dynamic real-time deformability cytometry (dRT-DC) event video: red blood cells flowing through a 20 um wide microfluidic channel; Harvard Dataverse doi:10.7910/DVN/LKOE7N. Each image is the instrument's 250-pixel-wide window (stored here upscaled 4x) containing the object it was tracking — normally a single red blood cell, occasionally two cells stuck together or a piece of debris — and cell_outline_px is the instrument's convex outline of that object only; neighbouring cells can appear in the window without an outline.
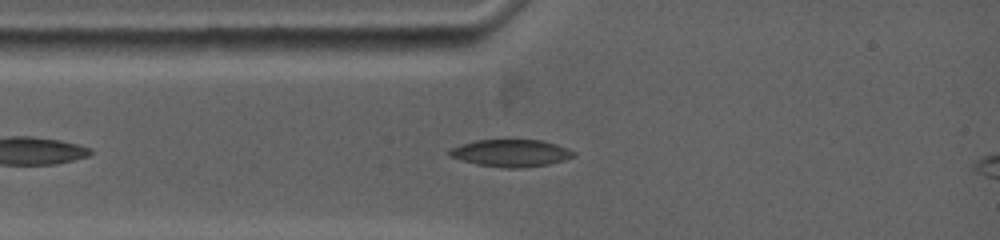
{"species": "common noctule bat (a hibernating species)", "species_latin": "Nyctalus noctula", "temperature_condition": "warm", "stored_images_in_passage": 62, "camera_frame_rate_fps": 5000, "um_per_image_px": 0.085, "animal": {"sex": "female", "body_mass_g": 19.0, "forearm_length_mm": 53.3}, "frame": {"image": 1, "passage_image": 9, "time_ms": 1.6, "image_size_px": [1000, 240], "cell_outline_px": [[576, 156], [564, 160], [548, 164], [520, 168], [508, 168], [476, 164], [448, 156], [448, 148], [460, 144], [476, 140], [540, 140], [556, 144], [576, 152]], "centroid_in_image_um": [43.4, 13.01], "position_along_channel_um": 41.6, "area_um2": 19.71}}
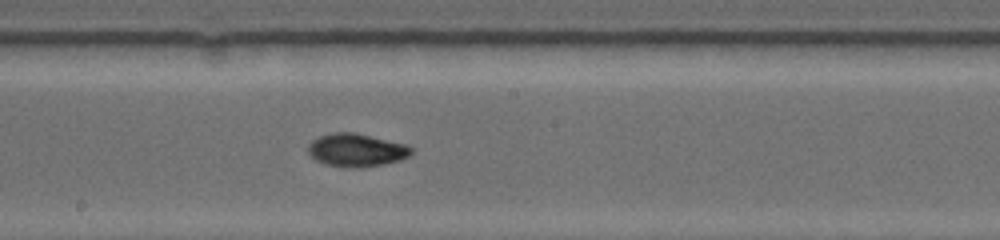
{"frame": {"image": 2, "passage_image": 29, "time_ms": 5.6, "image_size_px": [1000, 240], "cell_outline_px": [[412, 152], [408, 156], [400, 160], [380, 164], [356, 168], [328, 164], [316, 160], [308, 152], [308, 144], [312, 140], [320, 136], [336, 132], [352, 132], [404, 144], [412, 148]], "centroid_in_image_um": [30.27, 12.75], "position_along_channel_um": 217.9, "area_um2": 19.31}}
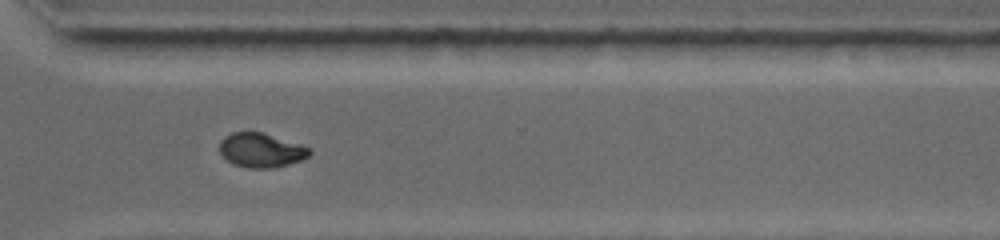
{"frame": {"image": 3, "passage_image": 45, "time_ms": 8.8, "image_size_px": [1000, 240], "cell_outline_px": [[312, 152], [308, 156], [300, 160], [276, 168], [252, 168], [236, 164], [228, 160], [220, 152], [220, 144], [224, 136], [232, 132], [264, 132], [300, 144], [308, 148]], "centroid_in_image_um": [22.21, 12.75], "position_along_channel_um": 348.4, "area_um2": 17.74}}